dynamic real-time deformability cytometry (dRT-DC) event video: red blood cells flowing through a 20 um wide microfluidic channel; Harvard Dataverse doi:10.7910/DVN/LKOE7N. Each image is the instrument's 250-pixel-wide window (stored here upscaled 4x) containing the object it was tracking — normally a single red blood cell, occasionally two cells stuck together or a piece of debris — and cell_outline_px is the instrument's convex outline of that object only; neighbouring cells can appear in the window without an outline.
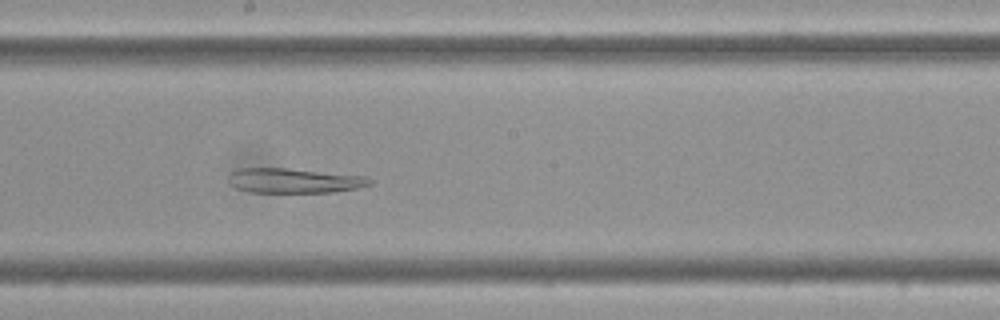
{"species": "Egyptian fruit bat (a non-hibernating species)", "species_latin": "Rousettus aegyptiacus", "temperature_condition": "cold", "stored_images_in_passage": 57, "camera_frame_rate_fps": 3000, "um_per_image_px": 0.085, "frame": {"image": 1, "passage_image": 32, "time_ms": 10.333, "image_size_px": [1000, 320], "cell_outline_px": [[372, 184], [356, 188], [332, 192], [248, 192], [236, 188], [232, 184], [228, 176], [232, 172], [240, 168], [288, 168], [368, 176], [372, 180]], "centroid_in_image_um": [25.03, 15.35], "position_along_channel_um": 223.2, "area_um2": 20.35}}
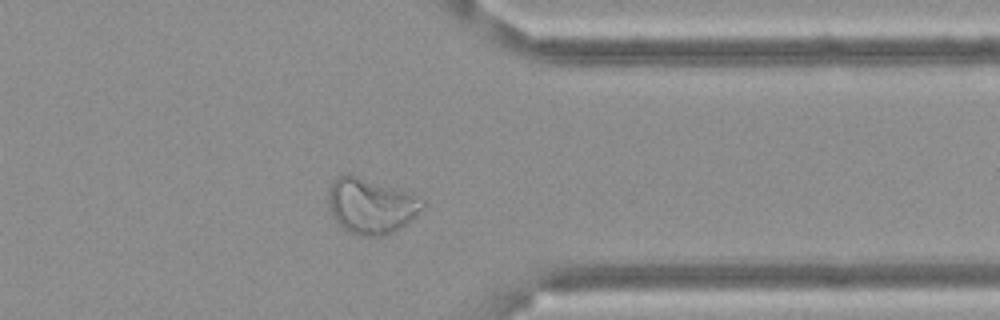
{"frame": {"image": 2, "passage_image": 46, "time_ms": 15.0, "image_size_px": [1000, 320], "cell_outline_px": [[424, 208], [416, 216], [400, 228], [392, 232], [380, 236], [360, 236], [348, 232], [336, 220], [332, 212], [328, 200], [328, 188], [336, 176], [356, 176], [408, 192], [420, 196], [424, 200]], "centroid_in_image_um": [31.56, 17.52], "position_along_channel_um": 379.8, "area_um2": 30.06}}
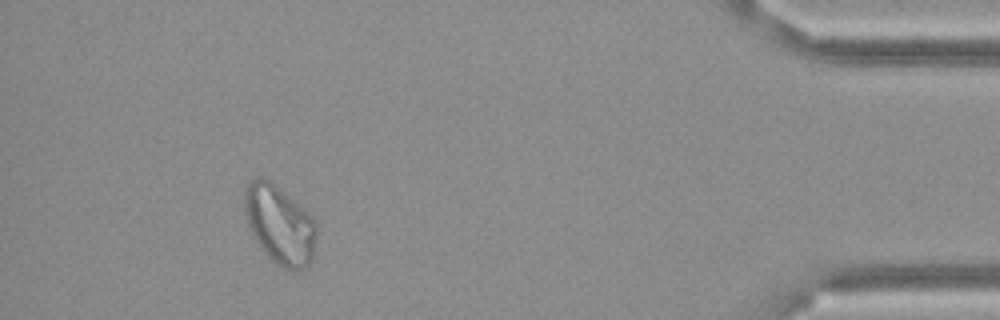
{"frame": {"image": 3, "passage_image": 53, "time_ms": 17.333, "image_size_px": [1000, 320], "cell_outline_px": [[316, 236], [312, 260], [304, 268], [288, 268], [272, 260], [264, 252], [256, 240], [248, 224], [244, 212], [244, 188], [256, 176], [260, 176], [268, 180], [304, 208], [312, 216], [316, 224]], "centroid_in_image_um": [23.76, 19.05], "position_along_channel_um": 411.4, "area_um2": 32.43}}